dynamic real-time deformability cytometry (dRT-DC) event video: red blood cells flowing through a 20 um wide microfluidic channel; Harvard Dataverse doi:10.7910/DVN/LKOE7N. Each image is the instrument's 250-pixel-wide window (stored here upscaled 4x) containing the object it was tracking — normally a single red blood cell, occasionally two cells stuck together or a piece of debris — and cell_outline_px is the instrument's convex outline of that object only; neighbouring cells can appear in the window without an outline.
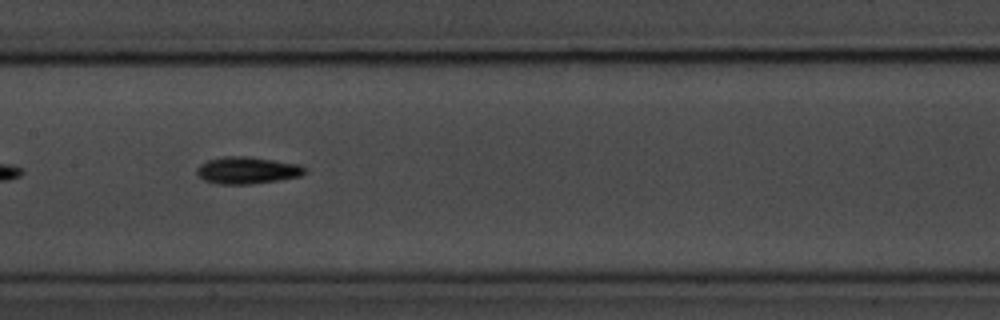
{"species": "common noctule bat (a hibernating species)", "species_latin": "Nyctalus noctula", "temperature_condition": "room temperature", "stored_images_in_passage": 42, "camera_frame_rate_fps": 3000, "um_per_image_px": 0.085, "animal": {"sex": "male", "body_mass_g": 20.1, "forearm_length_mm": 53.5}, "frame": {"image": 1, "passage_image": 13, "time_ms": 4.0, "image_size_px": [1000, 320], "cell_outline_px": [[308, 172], [300, 176], [280, 180], [248, 184], [220, 184], [204, 180], [196, 172], [196, 168], [200, 164], [208, 160], [224, 156], [248, 156], [300, 164], [308, 168]], "centroid_in_image_um": [21.06, 14.47], "position_along_channel_um": 186.3, "area_um2": 17.11}}
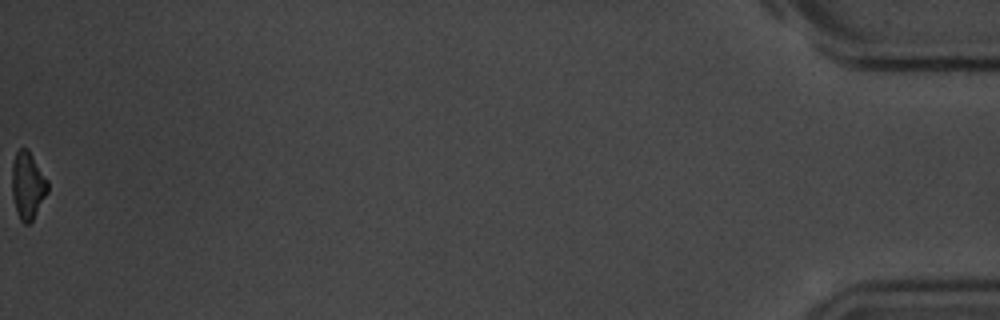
{"frame": {"image": 2, "passage_image": 42, "time_ms": 13.667, "image_size_px": [1000, 320], "cell_outline_px": [[48, 192], [32, 220], [28, 224], [24, 224], [20, 220], [16, 212], [12, 196], [12, 164], [16, 152], [20, 148], [28, 148], [48, 180]], "centroid_in_image_um": [2.35, 15.75], "position_along_channel_um": 432.8, "area_um2": 14.1}, "authors_computed_cell_mechanics": {"area_um2": 15.2881, "velocity_mm_per_s": 3.6075, "shape_relaxation_time_tau1_ms": 2.3995, "shape_relaxation_time_tau2_ms": null, "deformation_change_tau1": 0.1313, "deformation_change_tau2": null}}